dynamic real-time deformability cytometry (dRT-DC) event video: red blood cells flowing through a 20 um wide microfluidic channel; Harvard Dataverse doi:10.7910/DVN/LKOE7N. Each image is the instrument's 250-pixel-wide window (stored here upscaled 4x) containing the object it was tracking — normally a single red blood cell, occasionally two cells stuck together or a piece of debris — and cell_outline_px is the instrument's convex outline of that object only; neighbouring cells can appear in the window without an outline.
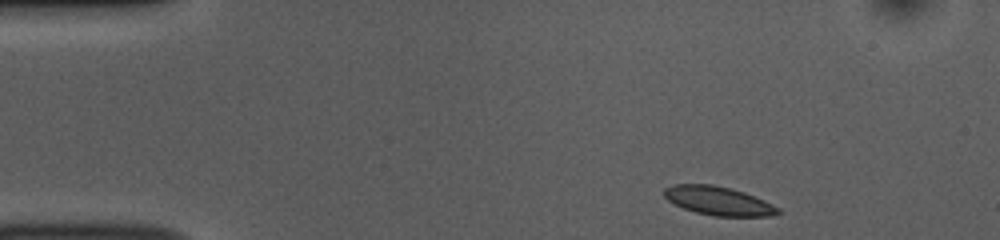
{"species": "common noctule bat (a hibernating species)", "species_latin": "Nyctalus noctula", "temperature_condition": "room temperature", "stored_images_in_passage": 46, "camera_frame_rate_fps": 3000, "um_per_image_px": 0.085, "animal": {"sex": "female", "body_mass_g": 10.0, "forearm_length_mm": 53.1}, "frame": {"image": 1, "passage_image": 1, "time_ms": 0.0, "image_size_px": [1000, 240], "cell_outline_px": [[780, 212], [768, 216], [712, 216], [696, 212], [684, 208], [668, 200], [664, 196], [664, 188], [676, 184], [712, 184], [732, 188], [744, 192], [764, 200], [780, 208]], "centroid_in_image_um": [61.07, 17.06], "position_along_channel_um": 23.9, "area_um2": 18.96}}
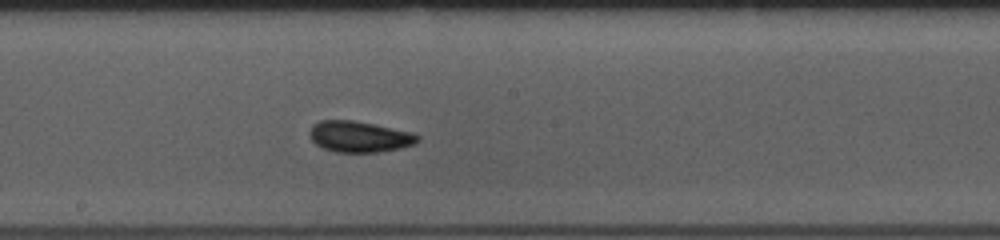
{"frame": {"image": 2, "passage_image": 22, "time_ms": 7.0, "image_size_px": [1000, 240], "cell_outline_px": [[420, 140], [416, 144], [400, 148], [380, 152], [336, 152], [324, 148], [316, 144], [308, 136], [308, 132], [312, 124], [320, 120], [352, 120], [412, 132], [420, 136]], "centroid_in_image_um": [30.53, 11.61], "position_along_channel_um": 217.7, "area_um2": 19.65}}
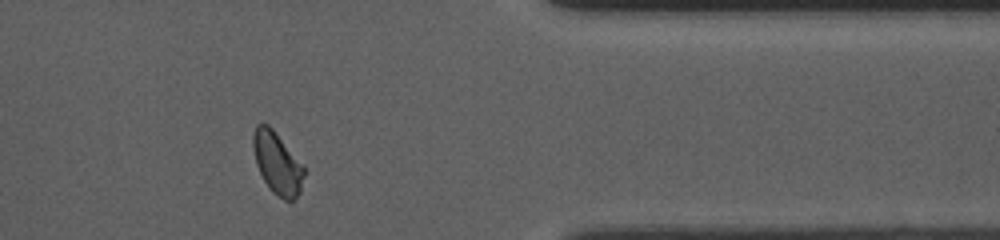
{"frame": {"image": 3, "passage_image": 37, "time_ms": 12.0, "image_size_px": [1000, 240], "cell_outline_px": [[304, 176], [300, 192], [292, 200], [284, 200], [272, 192], [268, 188], [256, 164], [252, 148], [252, 136], [256, 124], [268, 124], [272, 128], [304, 168]], "centroid_in_image_um": [23.53, 13.87], "position_along_channel_um": 387.9, "area_um2": 18.09}, "authors_computed_cell_mechanics": {"area_um2": 18.7561, "velocity_mm_per_s": 3.7696, "shape_relaxation_time_tau1_ms": 2.6462, "shape_relaxation_time_tau2_ms": 1.4074, "deformation_change_tau1": 0.0643, "deformation_change_tau2": 0.0458}}